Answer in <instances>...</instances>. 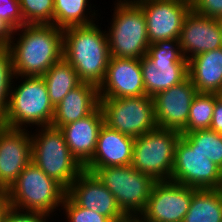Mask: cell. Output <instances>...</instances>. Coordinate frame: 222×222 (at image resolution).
<instances>
[{
    "label": "cell",
    "mask_w": 222,
    "mask_h": 222,
    "mask_svg": "<svg viewBox=\"0 0 222 222\" xmlns=\"http://www.w3.org/2000/svg\"><path fill=\"white\" fill-rule=\"evenodd\" d=\"M15 34L9 48L15 76H43L63 58V30L54 24H24Z\"/></svg>",
    "instance_id": "obj_1"
},
{
    "label": "cell",
    "mask_w": 222,
    "mask_h": 222,
    "mask_svg": "<svg viewBox=\"0 0 222 222\" xmlns=\"http://www.w3.org/2000/svg\"><path fill=\"white\" fill-rule=\"evenodd\" d=\"M63 58L75 69L80 82L99 88L110 60L106 31L95 22L64 29Z\"/></svg>",
    "instance_id": "obj_2"
},
{
    "label": "cell",
    "mask_w": 222,
    "mask_h": 222,
    "mask_svg": "<svg viewBox=\"0 0 222 222\" xmlns=\"http://www.w3.org/2000/svg\"><path fill=\"white\" fill-rule=\"evenodd\" d=\"M21 77L20 85L11 86L7 112L0 124L10 128L27 129L28 126L52 124L55 107L50 102L46 83L42 76Z\"/></svg>",
    "instance_id": "obj_3"
},
{
    "label": "cell",
    "mask_w": 222,
    "mask_h": 222,
    "mask_svg": "<svg viewBox=\"0 0 222 222\" xmlns=\"http://www.w3.org/2000/svg\"><path fill=\"white\" fill-rule=\"evenodd\" d=\"M30 133L31 162L67 190L84 171V167L70 153L62 130L49 125Z\"/></svg>",
    "instance_id": "obj_4"
},
{
    "label": "cell",
    "mask_w": 222,
    "mask_h": 222,
    "mask_svg": "<svg viewBox=\"0 0 222 222\" xmlns=\"http://www.w3.org/2000/svg\"><path fill=\"white\" fill-rule=\"evenodd\" d=\"M6 192L12 208L53 215L67 190L30 162Z\"/></svg>",
    "instance_id": "obj_5"
},
{
    "label": "cell",
    "mask_w": 222,
    "mask_h": 222,
    "mask_svg": "<svg viewBox=\"0 0 222 222\" xmlns=\"http://www.w3.org/2000/svg\"><path fill=\"white\" fill-rule=\"evenodd\" d=\"M107 32L110 57L141 59L150 42L142 9L133 0H117Z\"/></svg>",
    "instance_id": "obj_6"
},
{
    "label": "cell",
    "mask_w": 222,
    "mask_h": 222,
    "mask_svg": "<svg viewBox=\"0 0 222 222\" xmlns=\"http://www.w3.org/2000/svg\"><path fill=\"white\" fill-rule=\"evenodd\" d=\"M140 64L146 95L150 97L188 77V61L182 55L179 39L151 44Z\"/></svg>",
    "instance_id": "obj_7"
},
{
    "label": "cell",
    "mask_w": 222,
    "mask_h": 222,
    "mask_svg": "<svg viewBox=\"0 0 222 222\" xmlns=\"http://www.w3.org/2000/svg\"><path fill=\"white\" fill-rule=\"evenodd\" d=\"M84 170L97 176L114 195L118 206L127 216L139 215L145 210L156 182L151 176L137 171L132 165Z\"/></svg>",
    "instance_id": "obj_8"
},
{
    "label": "cell",
    "mask_w": 222,
    "mask_h": 222,
    "mask_svg": "<svg viewBox=\"0 0 222 222\" xmlns=\"http://www.w3.org/2000/svg\"><path fill=\"white\" fill-rule=\"evenodd\" d=\"M181 133L156 127L135 138L131 165L155 181L171 179L176 143Z\"/></svg>",
    "instance_id": "obj_9"
},
{
    "label": "cell",
    "mask_w": 222,
    "mask_h": 222,
    "mask_svg": "<svg viewBox=\"0 0 222 222\" xmlns=\"http://www.w3.org/2000/svg\"><path fill=\"white\" fill-rule=\"evenodd\" d=\"M104 124L137 138L157 127L153 97L100 98Z\"/></svg>",
    "instance_id": "obj_10"
},
{
    "label": "cell",
    "mask_w": 222,
    "mask_h": 222,
    "mask_svg": "<svg viewBox=\"0 0 222 222\" xmlns=\"http://www.w3.org/2000/svg\"><path fill=\"white\" fill-rule=\"evenodd\" d=\"M170 181L196 189H220L222 169L180 137Z\"/></svg>",
    "instance_id": "obj_11"
},
{
    "label": "cell",
    "mask_w": 222,
    "mask_h": 222,
    "mask_svg": "<svg viewBox=\"0 0 222 222\" xmlns=\"http://www.w3.org/2000/svg\"><path fill=\"white\" fill-rule=\"evenodd\" d=\"M143 11L150 45L161 40L179 39L190 0H133Z\"/></svg>",
    "instance_id": "obj_12"
},
{
    "label": "cell",
    "mask_w": 222,
    "mask_h": 222,
    "mask_svg": "<svg viewBox=\"0 0 222 222\" xmlns=\"http://www.w3.org/2000/svg\"><path fill=\"white\" fill-rule=\"evenodd\" d=\"M193 196V187L170 180L156 181L141 215L152 222H183Z\"/></svg>",
    "instance_id": "obj_13"
},
{
    "label": "cell",
    "mask_w": 222,
    "mask_h": 222,
    "mask_svg": "<svg viewBox=\"0 0 222 222\" xmlns=\"http://www.w3.org/2000/svg\"><path fill=\"white\" fill-rule=\"evenodd\" d=\"M32 143L28 129L0 124V188L8 190L31 162Z\"/></svg>",
    "instance_id": "obj_14"
},
{
    "label": "cell",
    "mask_w": 222,
    "mask_h": 222,
    "mask_svg": "<svg viewBox=\"0 0 222 222\" xmlns=\"http://www.w3.org/2000/svg\"><path fill=\"white\" fill-rule=\"evenodd\" d=\"M66 195L80 207L108 217L112 222H125L114 195L94 173L84 170L67 189Z\"/></svg>",
    "instance_id": "obj_15"
},
{
    "label": "cell",
    "mask_w": 222,
    "mask_h": 222,
    "mask_svg": "<svg viewBox=\"0 0 222 222\" xmlns=\"http://www.w3.org/2000/svg\"><path fill=\"white\" fill-rule=\"evenodd\" d=\"M197 90L189 77L154 97L157 127L182 133L187 125L191 102Z\"/></svg>",
    "instance_id": "obj_16"
},
{
    "label": "cell",
    "mask_w": 222,
    "mask_h": 222,
    "mask_svg": "<svg viewBox=\"0 0 222 222\" xmlns=\"http://www.w3.org/2000/svg\"><path fill=\"white\" fill-rule=\"evenodd\" d=\"M98 91L100 98L146 95L140 59L110 57L105 78Z\"/></svg>",
    "instance_id": "obj_17"
},
{
    "label": "cell",
    "mask_w": 222,
    "mask_h": 222,
    "mask_svg": "<svg viewBox=\"0 0 222 222\" xmlns=\"http://www.w3.org/2000/svg\"><path fill=\"white\" fill-rule=\"evenodd\" d=\"M183 57L194 56L222 47V33L216 18L203 16L190 10L186 15L179 37Z\"/></svg>",
    "instance_id": "obj_18"
},
{
    "label": "cell",
    "mask_w": 222,
    "mask_h": 222,
    "mask_svg": "<svg viewBox=\"0 0 222 222\" xmlns=\"http://www.w3.org/2000/svg\"><path fill=\"white\" fill-rule=\"evenodd\" d=\"M103 124L104 116L99 106L90 115L60 127L70 153L83 167L95 153Z\"/></svg>",
    "instance_id": "obj_19"
},
{
    "label": "cell",
    "mask_w": 222,
    "mask_h": 222,
    "mask_svg": "<svg viewBox=\"0 0 222 222\" xmlns=\"http://www.w3.org/2000/svg\"><path fill=\"white\" fill-rule=\"evenodd\" d=\"M134 140L135 138L103 124L98 135L95 153L84 168L131 165Z\"/></svg>",
    "instance_id": "obj_20"
},
{
    "label": "cell",
    "mask_w": 222,
    "mask_h": 222,
    "mask_svg": "<svg viewBox=\"0 0 222 222\" xmlns=\"http://www.w3.org/2000/svg\"><path fill=\"white\" fill-rule=\"evenodd\" d=\"M100 106L98 88L89 83H80L68 92L55 107L52 126L60 128L69 123L82 119Z\"/></svg>",
    "instance_id": "obj_21"
},
{
    "label": "cell",
    "mask_w": 222,
    "mask_h": 222,
    "mask_svg": "<svg viewBox=\"0 0 222 222\" xmlns=\"http://www.w3.org/2000/svg\"><path fill=\"white\" fill-rule=\"evenodd\" d=\"M188 77L198 93L217 94L222 89V47L190 58Z\"/></svg>",
    "instance_id": "obj_22"
},
{
    "label": "cell",
    "mask_w": 222,
    "mask_h": 222,
    "mask_svg": "<svg viewBox=\"0 0 222 222\" xmlns=\"http://www.w3.org/2000/svg\"><path fill=\"white\" fill-rule=\"evenodd\" d=\"M183 222H222V191L193 188L189 210Z\"/></svg>",
    "instance_id": "obj_23"
},
{
    "label": "cell",
    "mask_w": 222,
    "mask_h": 222,
    "mask_svg": "<svg viewBox=\"0 0 222 222\" xmlns=\"http://www.w3.org/2000/svg\"><path fill=\"white\" fill-rule=\"evenodd\" d=\"M48 90L50 102L56 107L69 91L77 87L81 82L77 72L64 58L42 76Z\"/></svg>",
    "instance_id": "obj_24"
},
{
    "label": "cell",
    "mask_w": 222,
    "mask_h": 222,
    "mask_svg": "<svg viewBox=\"0 0 222 222\" xmlns=\"http://www.w3.org/2000/svg\"><path fill=\"white\" fill-rule=\"evenodd\" d=\"M89 5V0H54V25L64 30L94 23L97 14Z\"/></svg>",
    "instance_id": "obj_25"
},
{
    "label": "cell",
    "mask_w": 222,
    "mask_h": 222,
    "mask_svg": "<svg viewBox=\"0 0 222 222\" xmlns=\"http://www.w3.org/2000/svg\"><path fill=\"white\" fill-rule=\"evenodd\" d=\"M181 138L222 169V134L204 129L181 134Z\"/></svg>",
    "instance_id": "obj_26"
},
{
    "label": "cell",
    "mask_w": 222,
    "mask_h": 222,
    "mask_svg": "<svg viewBox=\"0 0 222 222\" xmlns=\"http://www.w3.org/2000/svg\"><path fill=\"white\" fill-rule=\"evenodd\" d=\"M216 93H198L194 96L188 115L187 125L181 134L209 129L214 112Z\"/></svg>",
    "instance_id": "obj_27"
},
{
    "label": "cell",
    "mask_w": 222,
    "mask_h": 222,
    "mask_svg": "<svg viewBox=\"0 0 222 222\" xmlns=\"http://www.w3.org/2000/svg\"><path fill=\"white\" fill-rule=\"evenodd\" d=\"M25 24H54V0H19Z\"/></svg>",
    "instance_id": "obj_28"
},
{
    "label": "cell",
    "mask_w": 222,
    "mask_h": 222,
    "mask_svg": "<svg viewBox=\"0 0 222 222\" xmlns=\"http://www.w3.org/2000/svg\"><path fill=\"white\" fill-rule=\"evenodd\" d=\"M14 77L15 74L10 49L0 48V122L7 112L11 84H13Z\"/></svg>",
    "instance_id": "obj_29"
},
{
    "label": "cell",
    "mask_w": 222,
    "mask_h": 222,
    "mask_svg": "<svg viewBox=\"0 0 222 222\" xmlns=\"http://www.w3.org/2000/svg\"><path fill=\"white\" fill-rule=\"evenodd\" d=\"M68 222H112L108 217L76 205L67 195L62 203Z\"/></svg>",
    "instance_id": "obj_30"
},
{
    "label": "cell",
    "mask_w": 222,
    "mask_h": 222,
    "mask_svg": "<svg viewBox=\"0 0 222 222\" xmlns=\"http://www.w3.org/2000/svg\"><path fill=\"white\" fill-rule=\"evenodd\" d=\"M0 18L7 22L14 30L25 24L19 0H0Z\"/></svg>",
    "instance_id": "obj_31"
},
{
    "label": "cell",
    "mask_w": 222,
    "mask_h": 222,
    "mask_svg": "<svg viewBox=\"0 0 222 222\" xmlns=\"http://www.w3.org/2000/svg\"><path fill=\"white\" fill-rule=\"evenodd\" d=\"M49 214L31 211H22L9 207L5 213L3 222H49Z\"/></svg>",
    "instance_id": "obj_32"
},
{
    "label": "cell",
    "mask_w": 222,
    "mask_h": 222,
    "mask_svg": "<svg viewBox=\"0 0 222 222\" xmlns=\"http://www.w3.org/2000/svg\"><path fill=\"white\" fill-rule=\"evenodd\" d=\"M191 10L203 16L217 18L222 15V0H190Z\"/></svg>",
    "instance_id": "obj_33"
},
{
    "label": "cell",
    "mask_w": 222,
    "mask_h": 222,
    "mask_svg": "<svg viewBox=\"0 0 222 222\" xmlns=\"http://www.w3.org/2000/svg\"><path fill=\"white\" fill-rule=\"evenodd\" d=\"M14 31L7 22L0 18V48H10Z\"/></svg>",
    "instance_id": "obj_34"
},
{
    "label": "cell",
    "mask_w": 222,
    "mask_h": 222,
    "mask_svg": "<svg viewBox=\"0 0 222 222\" xmlns=\"http://www.w3.org/2000/svg\"><path fill=\"white\" fill-rule=\"evenodd\" d=\"M209 129L222 134V101L219 98L215 101L214 112Z\"/></svg>",
    "instance_id": "obj_35"
},
{
    "label": "cell",
    "mask_w": 222,
    "mask_h": 222,
    "mask_svg": "<svg viewBox=\"0 0 222 222\" xmlns=\"http://www.w3.org/2000/svg\"><path fill=\"white\" fill-rule=\"evenodd\" d=\"M10 207L7 192L0 188V222H3L4 216L8 208Z\"/></svg>",
    "instance_id": "obj_36"
},
{
    "label": "cell",
    "mask_w": 222,
    "mask_h": 222,
    "mask_svg": "<svg viewBox=\"0 0 222 222\" xmlns=\"http://www.w3.org/2000/svg\"><path fill=\"white\" fill-rule=\"evenodd\" d=\"M125 222H152L145 219L141 214L139 215H128Z\"/></svg>",
    "instance_id": "obj_37"
},
{
    "label": "cell",
    "mask_w": 222,
    "mask_h": 222,
    "mask_svg": "<svg viewBox=\"0 0 222 222\" xmlns=\"http://www.w3.org/2000/svg\"><path fill=\"white\" fill-rule=\"evenodd\" d=\"M220 32L222 33V15L216 18Z\"/></svg>",
    "instance_id": "obj_38"
},
{
    "label": "cell",
    "mask_w": 222,
    "mask_h": 222,
    "mask_svg": "<svg viewBox=\"0 0 222 222\" xmlns=\"http://www.w3.org/2000/svg\"><path fill=\"white\" fill-rule=\"evenodd\" d=\"M217 94H218V98L222 101V89Z\"/></svg>",
    "instance_id": "obj_39"
}]
</instances>
